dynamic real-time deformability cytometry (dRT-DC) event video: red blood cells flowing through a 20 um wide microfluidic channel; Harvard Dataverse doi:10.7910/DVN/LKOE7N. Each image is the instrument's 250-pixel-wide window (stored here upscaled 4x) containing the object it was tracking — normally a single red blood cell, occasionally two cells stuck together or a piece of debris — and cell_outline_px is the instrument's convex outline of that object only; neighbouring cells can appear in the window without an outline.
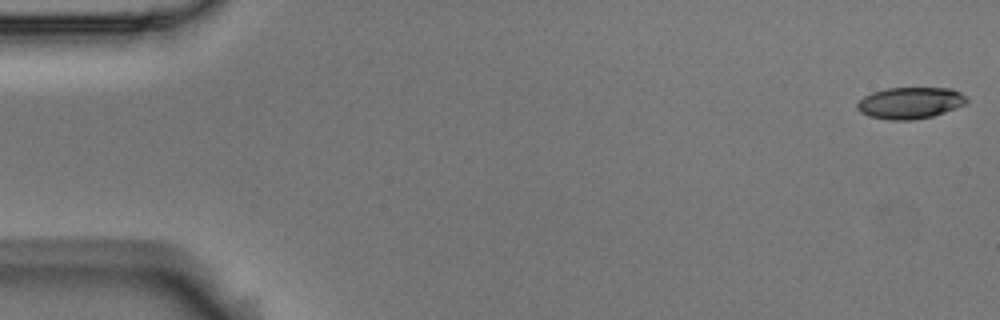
{"species": "Egyptian fruit bat (a non-hibernating species)", "species_latin": "Rousettus aegyptiacus", "temperature_condition": "room temperature", "stored_images_in_passage": 55, "camera_frame_rate_fps": 3000, "um_per_image_px": 0.085, "animal": {"sex": "male"}, "frame": {"image": 1, "passage_image": 1, "time_ms": 0.0, "image_size_px": [1000, 320], "cell_outline_px": [[968, 100], [964, 104], [944, 112], [932, 116], [912, 120], [888, 120], [868, 116], [860, 112], [856, 108], [856, 104], [864, 96], [872, 92], [884, 88], [952, 88], [968, 96]], "centroid_in_image_um": [77.34, 8.74], "position_along_channel_um": 7.7, "area_um2": 20.23}}
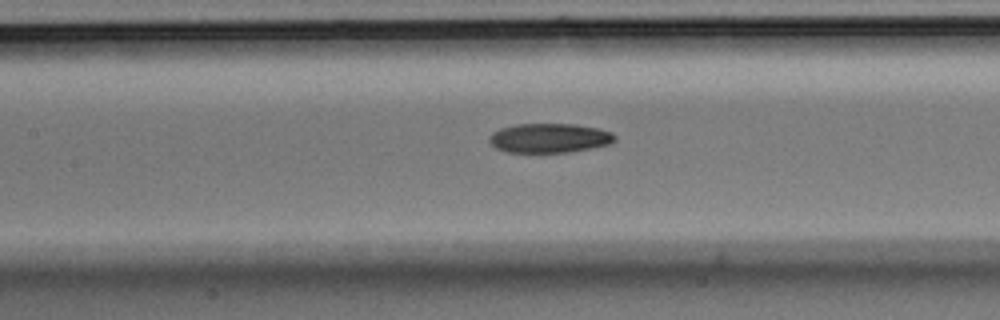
{"frame": {"image": 2, "passage_image": 25, "time_ms": 8.0, "image_size_px": [1000, 320], "cell_outline_px": [[616, 140], [612, 144], [592, 148], [568, 152], [508, 152], [496, 148], [488, 140], [488, 136], [492, 132], [500, 128], [516, 124], [576, 124], [596, 128], [612, 132], [616, 136]], "centroid_in_image_um": [46.71, 11.73], "position_along_channel_um": 160.7, "area_um2": 21.62}}
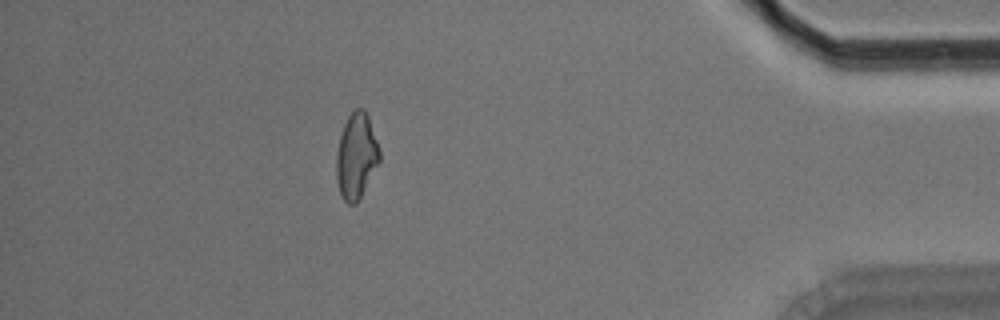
{"frame": {"image": 3, "passage_image": 49, "time_ms": 16.0, "image_size_px": [1000, 320], "cell_outline_px": [[380, 160], [356, 204], [348, 204], [344, 200], [340, 192], [336, 180], [336, 156], [340, 136], [344, 124], [348, 116], [356, 108], [364, 108], [368, 116], [380, 152]], "centroid_in_image_um": [30.27, 13.26], "position_along_channel_um": 404.9, "area_um2": 21.21}, "authors_computed_cell_mechanics": {"area_um2": 21.6172, "velocity_mm_per_s": 3.6318, "shape_relaxation_time_tau1_ms": 10.5255, "shape_relaxation_time_tau2_ms": 7.4675, "deformation_change_tau1": 0.2036, "deformation_change_tau2": 0.1623}}